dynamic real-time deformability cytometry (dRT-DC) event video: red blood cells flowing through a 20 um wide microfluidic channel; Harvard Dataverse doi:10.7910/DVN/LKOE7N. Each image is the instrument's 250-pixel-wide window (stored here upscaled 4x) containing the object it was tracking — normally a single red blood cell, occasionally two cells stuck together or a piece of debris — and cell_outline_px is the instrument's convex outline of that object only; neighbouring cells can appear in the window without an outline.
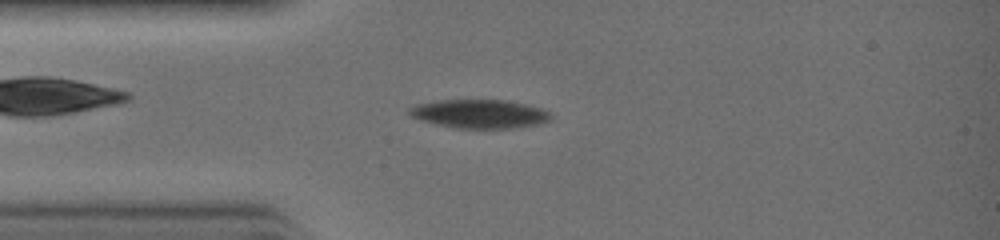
{"species": "common noctule bat (a hibernating species)", "species_latin": "Nyctalus noctula", "temperature_condition": "warm", "stored_images_in_passage": 11, "camera_frame_rate_fps": 3000, "um_per_image_px": 0.085, "animal": {"sex": "female", "body_mass_g": 19.0, "forearm_length_mm": 51.5}, "frame": {"image": 1, "passage_image": 7, "time_ms": 2.0, "image_size_px": [1000, 240], "cell_outline_px": [[556, 116], [552, 120], [544, 124], [516, 128], [452, 128], [420, 120], [412, 116], [408, 112], [408, 108], [416, 104], [440, 100], [504, 100], [528, 104], [544, 108]], "centroid_in_image_um": [40.87, 9.68], "position_along_channel_um": 44.1, "area_um2": 24.22}}